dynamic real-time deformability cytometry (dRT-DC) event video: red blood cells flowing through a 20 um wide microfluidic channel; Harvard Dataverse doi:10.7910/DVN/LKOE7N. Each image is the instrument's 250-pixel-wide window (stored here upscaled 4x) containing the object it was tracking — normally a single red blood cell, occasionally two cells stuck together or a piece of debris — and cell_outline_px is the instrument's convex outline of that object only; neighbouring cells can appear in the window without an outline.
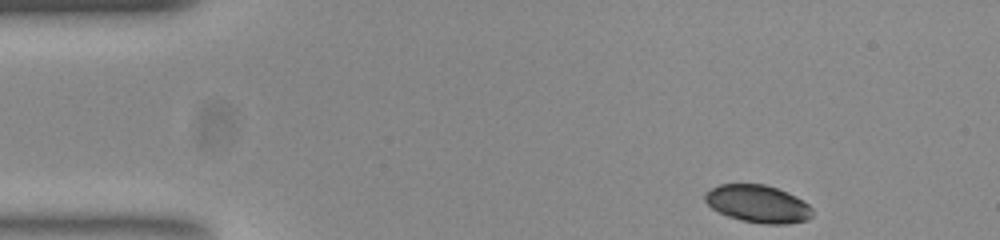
{"species": "common noctule bat (a hibernating species)", "species_latin": "Nyctalus noctula", "temperature_condition": "room temperature", "stored_images_in_passage": 48, "camera_frame_rate_fps": 3000, "um_per_image_px": 0.085, "animal": {"sex": "female", "body_mass_g": 23.0, "forearm_length_mm": 53.4}, "frame": {"image": 1, "passage_image": 1, "time_ms": 0.0, "image_size_px": [1000, 240], "cell_outline_px": [[812, 216], [808, 220], [788, 224], [764, 224], [740, 220], [728, 216], [712, 208], [704, 200], [704, 192], [720, 184], [764, 184], [776, 188], [796, 196], [808, 204], [812, 208]], "centroid_in_image_um": [64.42, 17.33], "position_along_channel_um": 20.6, "area_um2": 23.52}}
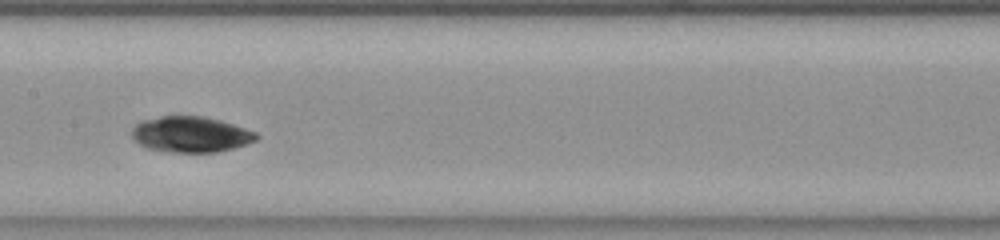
{"frame": {"image": 2, "passage_image": 21, "time_ms": 6.667, "image_size_px": [1000, 240], "cell_outline_px": [[260, 136], [256, 140], [232, 148], [216, 152], [172, 152], [148, 148], [140, 144], [132, 136], [132, 128], [140, 120], [160, 116], [204, 116], [220, 120], [256, 132]], "centroid_in_image_um": [16.2, 11.41], "position_along_channel_um": 191.2, "area_um2": 25.78}}
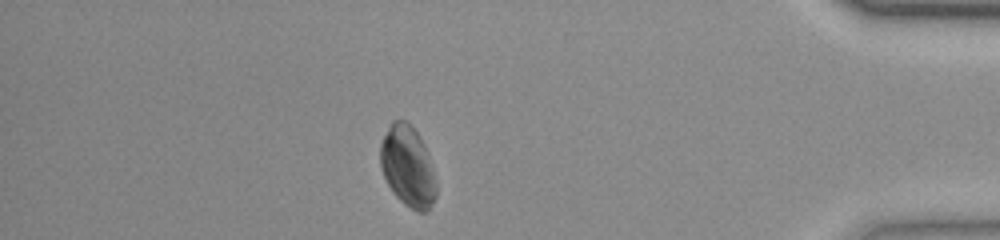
{"frame": {"image": 3, "passage_image": 41, "time_ms": 13.333, "image_size_px": [1000, 240], "cell_outline_px": [[436, 196], [428, 212], [420, 212], [404, 204], [392, 192], [384, 176], [380, 164], [380, 144], [392, 120], [404, 120], [420, 136], [424, 144], [428, 156], [436, 184]], "centroid_in_image_um": [34.65, 14.16], "position_along_channel_um": 400.6, "area_um2": 25.95}, "authors_computed_cell_mechanics": {"area_um2": 26.01, "velocity_mm_per_s": 3.8006, "shape_relaxation_time_tau1_ms": null, "shape_relaxation_time_tau2_ms": 4.9643, "deformation_change_tau1": null, "deformation_change_tau2": 0.0376}}